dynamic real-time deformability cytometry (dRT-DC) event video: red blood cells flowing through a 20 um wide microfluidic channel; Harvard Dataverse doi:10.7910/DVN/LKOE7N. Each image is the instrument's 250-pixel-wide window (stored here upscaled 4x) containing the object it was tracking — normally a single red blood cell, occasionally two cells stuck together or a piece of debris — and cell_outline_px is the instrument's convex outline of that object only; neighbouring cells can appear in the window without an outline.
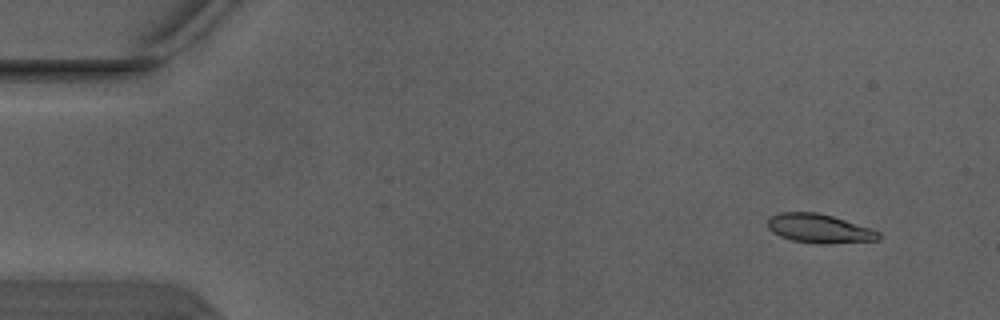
{"species": "Egyptian fruit bat (a non-hibernating species)", "species_latin": "Rousettus aegyptiacus", "temperature_condition": "warm", "stored_images_in_passage": 4, "camera_frame_rate_fps": 3000, "um_per_image_px": 0.085, "animal": {"sex": "male"}, "frame": {"image": 1, "passage_image": 1, "time_ms": 0.0, "image_size_px": [1000, 320], "cell_outline_px": [[880, 240], [828, 244], [824, 244], [792, 240], [780, 236], [772, 232], [768, 228], [768, 220], [772, 216], [784, 212], [816, 212], [832, 216], [872, 228], [880, 232]], "centroid_in_image_um": [69.68, 19.43], "position_along_channel_um": 15.3, "area_um2": 18.67}}
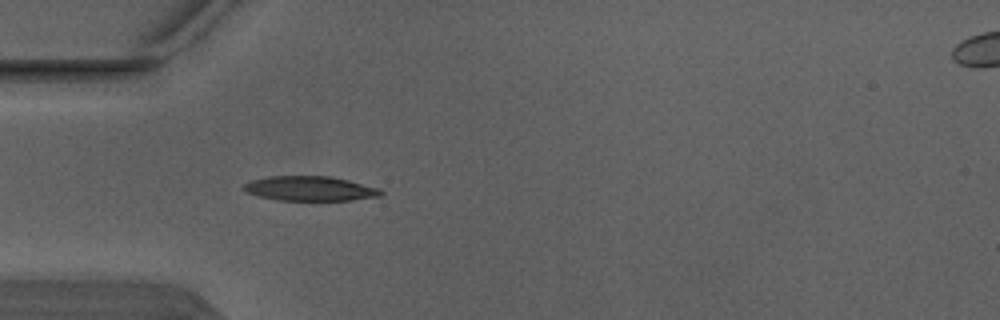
{"frame": {"image": 2, "passage_image": 4, "time_ms": 1.0, "image_size_px": [1000, 320], "cell_outline_px": [[384, 192], [380, 196], [352, 200], [280, 200], [260, 196], [244, 192], [240, 188], [244, 184], [252, 180], [268, 176], [332, 176], [380, 188]], "centroid_in_image_um": [26.34, 16.02], "position_along_channel_um": 58.7, "area_um2": 19.77}}